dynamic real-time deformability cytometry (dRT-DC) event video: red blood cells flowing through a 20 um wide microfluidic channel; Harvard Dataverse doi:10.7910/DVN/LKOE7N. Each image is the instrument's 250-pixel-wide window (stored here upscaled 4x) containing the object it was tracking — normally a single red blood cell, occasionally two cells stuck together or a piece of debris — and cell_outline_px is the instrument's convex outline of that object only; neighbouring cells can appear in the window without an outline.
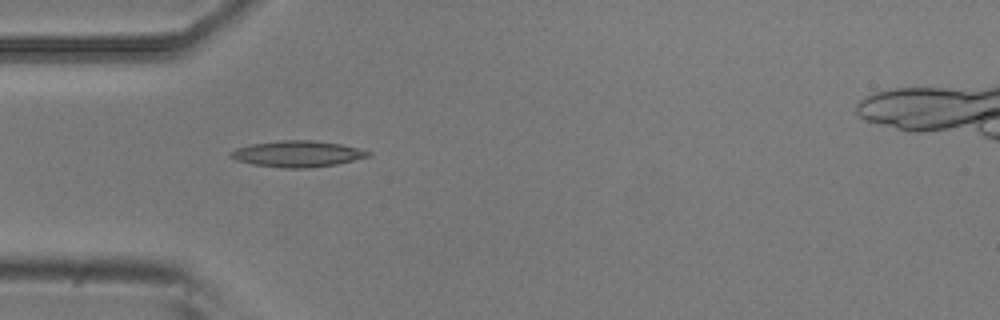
{"species": "common noctule bat (a hibernating species)", "species_latin": "Nyctalus noctula", "temperature_condition": "room temperature", "stored_images_in_passage": 5, "camera_frame_rate_fps": 3000, "um_per_image_px": 0.085, "animal": {"sex": "male", "body_mass_g": 20.5, "forearm_length_mm": 52.5}, "frame": {"image": 1, "passage_image": 4, "time_ms": 1.0, "image_size_px": [1000, 320], "cell_outline_px": [[372, 156], [336, 164], [308, 168], [284, 168], [252, 164], [236, 160], [228, 156], [228, 152], [236, 148], [252, 144], [280, 140], [312, 140], [340, 144], [372, 152]], "centroid_in_image_um": [25.26, 13.08], "position_along_channel_um": 59.7, "area_um2": 20.98}}
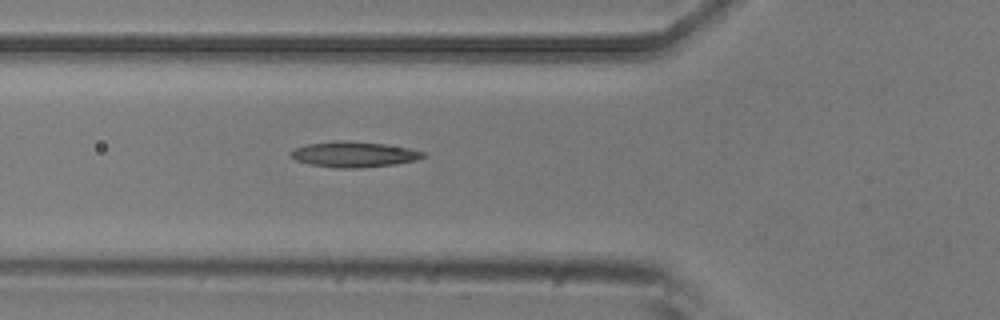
{"frame": {"image": 2, "passage_image": 5, "time_ms": 1.333, "image_size_px": [1000, 320], "cell_outline_px": [[428, 156], [416, 160], [396, 164], [360, 168], [336, 168], [312, 164], [296, 160], [288, 152], [292, 148], [308, 144], [332, 140], [348, 140], [384, 144], [408, 148], [424, 152]], "centroid_in_image_um": [30.08, 13.11], "position_along_channel_um": 95.7, "area_um2": 19.88}}